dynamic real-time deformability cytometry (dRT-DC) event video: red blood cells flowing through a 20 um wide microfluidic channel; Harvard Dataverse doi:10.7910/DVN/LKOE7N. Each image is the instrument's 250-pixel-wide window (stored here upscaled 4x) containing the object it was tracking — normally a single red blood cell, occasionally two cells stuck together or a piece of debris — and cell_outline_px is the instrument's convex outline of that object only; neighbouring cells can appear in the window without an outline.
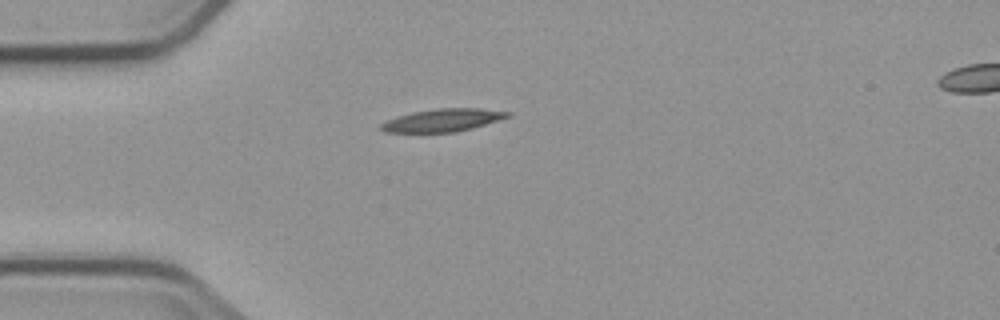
{"species": "common noctule bat (a hibernating species)", "species_latin": "Nyctalus noctula", "temperature_condition": "cold", "stored_images_in_passage": 2, "camera_frame_rate_fps": 3000, "um_per_image_px": 0.085, "animal": {"sex": "male", "body_mass_g": 23.1, "forearm_length_mm": 52.7}, "frame": {"image": 1, "passage_image": 2, "time_ms": 1.333, "image_size_px": [1000, 320], "cell_outline_px": [[512, 116], [472, 128], [456, 132], [384, 132], [380, 128], [380, 124], [388, 120], [412, 112], [436, 108], [480, 108], [512, 112]], "centroid_in_image_um": [37.68, 10.21], "position_along_channel_um": 47.3, "area_um2": 16.7}}